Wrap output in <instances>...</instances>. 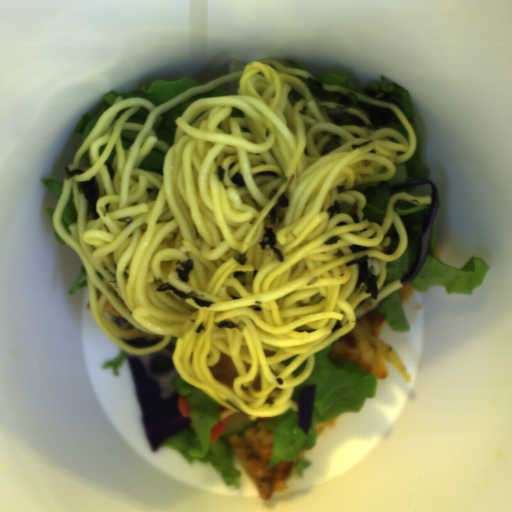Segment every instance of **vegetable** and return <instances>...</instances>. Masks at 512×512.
<instances>
[{
    "label": "vegetable",
    "instance_id": "obj_1",
    "mask_svg": "<svg viewBox=\"0 0 512 512\" xmlns=\"http://www.w3.org/2000/svg\"><path fill=\"white\" fill-rule=\"evenodd\" d=\"M332 344L315 353V364L309 377L295 385L291 400L298 406L299 396L307 385H315L312 418L306 434L298 425V412L286 409L267 420L272 431L269 465L291 462V473L304 478L312 464L305 458L308 449L317 443V427L343 414L361 410L367 399L376 397L377 378L350 359L334 360Z\"/></svg>",
    "mask_w": 512,
    "mask_h": 512
},
{
    "label": "vegetable",
    "instance_id": "obj_2",
    "mask_svg": "<svg viewBox=\"0 0 512 512\" xmlns=\"http://www.w3.org/2000/svg\"><path fill=\"white\" fill-rule=\"evenodd\" d=\"M314 79L323 84L341 85L380 102L391 103L401 109L411 125L416 139L414 151L404 163L395 164L392 178L387 181L365 183L352 188L366 198L363 220H368L369 223L375 222L381 227L385 222L388 202L393 195L406 193L410 196L421 197L422 193L420 185L400 190L391 189V185L427 179L431 173L430 167L425 165L419 155L422 140L411 95L408 89L384 75L363 89H357L349 76H342L337 72L317 76Z\"/></svg>",
    "mask_w": 512,
    "mask_h": 512
},
{
    "label": "vegetable",
    "instance_id": "obj_3",
    "mask_svg": "<svg viewBox=\"0 0 512 512\" xmlns=\"http://www.w3.org/2000/svg\"><path fill=\"white\" fill-rule=\"evenodd\" d=\"M170 382L176 391L187 398L193 427L164 440L161 445L181 454L190 465L196 461L212 464L226 486L241 490L242 471L235 467L232 446L224 438L210 440L213 427L221 420L219 415L228 408L189 384L179 373Z\"/></svg>",
    "mask_w": 512,
    "mask_h": 512
},
{
    "label": "vegetable",
    "instance_id": "obj_4",
    "mask_svg": "<svg viewBox=\"0 0 512 512\" xmlns=\"http://www.w3.org/2000/svg\"><path fill=\"white\" fill-rule=\"evenodd\" d=\"M438 247L435 218L425 262L416 278L408 285L419 292H427L433 286H443L449 295L451 293L472 295L474 290L482 284L490 266L480 258L473 257L462 268H455L434 257Z\"/></svg>",
    "mask_w": 512,
    "mask_h": 512
},
{
    "label": "vegetable",
    "instance_id": "obj_5",
    "mask_svg": "<svg viewBox=\"0 0 512 512\" xmlns=\"http://www.w3.org/2000/svg\"><path fill=\"white\" fill-rule=\"evenodd\" d=\"M204 84H197L193 78H177L169 81H155L152 82L149 86L143 85L136 91L128 92V93H120L119 91H109L104 96V103L99 110V112L85 111L79 118V122L75 128L76 133H81L82 135V145L92 132L96 123L103 115L105 111H107L110 107L113 106V103L117 97H121V99L127 98H143L150 102L155 107H159L177 95L183 93L184 91L203 86Z\"/></svg>",
    "mask_w": 512,
    "mask_h": 512
},
{
    "label": "vegetable",
    "instance_id": "obj_6",
    "mask_svg": "<svg viewBox=\"0 0 512 512\" xmlns=\"http://www.w3.org/2000/svg\"><path fill=\"white\" fill-rule=\"evenodd\" d=\"M393 211L397 214L407 236V246L397 260L387 262L383 287L395 280H402L419 256V238L426 226L430 205L413 204L397 200Z\"/></svg>",
    "mask_w": 512,
    "mask_h": 512
},
{
    "label": "vegetable",
    "instance_id": "obj_7",
    "mask_svg": "<svg viewBox=\"0 0 512 512\" xmlns=\"http://www.w3.org/2000/svg\"><path fill=\"white\" fill-rule=\"evenodd\" d=\"M239 84L240 78L224 82L209 92L194 95L163 111L161 113L162 120L155 131L157 139L167 143L170 147L173 146L176 139L177 119L181 118L193 103L199 99L213 96L238 95Z\"/></svg>",
    "mask_w": 512,
    "mask_h": 512
},
{
    "label": "vegetable",
    "instance_id": "obj_8",
    "mask_svg": "<svg viewBox=\"0 0 512 512\" xmlns=\"http://www.w3.org/2000/svg\"><path fill=\"white\" fill-rule=\"evenodd\" d=\"M372 308L377 313H384V318L392 330L405 332L409 330L410 326L399 289L377 302Z\"/></svg>",
    "mask_w": 512,
    "mask_h": 512
},
{
    "label": "vegetable",
    "instance_id": "obj_9",
    "mask_svg": "<svg viewBox=\"0 0 512 512\" xmlns=\"http://www.w3.org/2000/svg\"><path fill=\"white\" fill-rule=\"evenodd\" d=\"M165 152L159 149H152L147 157L139 164L138 169L151 171L157 175H162L164 170Z\"/></svg>",
    "mask_w": 512,
    "mask_h": 512
},
{
    "label": "vegetable",
    "instance_id": "obj_10",
    "mask_svg": "<svg viewBox=\"0 0 512 512\" xmlns=\"http://www.w3.org/2000/svg\"><path fill=\"white\" fill-rule=\"evenodd\" d=\"M61 224L66 234H71L68 226L77 223V210L74 205L73 188H70L68 200L60 215Z\"/></svg>",
    "mask_w": 512,
    "mask_h": 512
},
{
    "label": "vegetable",
    "instance_id": "obj_11",
    "mask_svg": "<svg viewBox=\"0 0 512 512\" xmlns=\"http://www.w3.org/2000/svg\"><path fill=\"white\" fill-rule=\"evenodd\" d=\"M384 237H390V239H389V245L383 246V248H382L383 253H387V254L394 253L399 247L400 236H399V234L396 230V227L393 223L389 227V229L386 232Z\"/></svg>",
    "mask_w": 512,
    "mask_h": 512
},
{
    "label": "vegetable",
    "instance_id": "obj_12",
    "mask_svg": "<svg viewBox=\"0 0 512 512\" xmlns=\"http://www.w3.org/2000/svg\"><path fill=\"white\" fill-rule=\"evenodd\" d=\"M88 287V279H87V273L86 269L84 267V264L82 262L79 273L74 280L73 284L71 285L69 289V294H75L77 291H79L81 288Z\"/></svg>",
    "mask_w": 512,
    "mask_h": 512
},
{
    "label": "vegetable",
    "instance_id": "obj_13",
    "mask_svg": "<svg viewBox=\"0 0 512 512\" xmlns=\"http://www.w3.org/2000/svg\"><path fill=\"white\" fill-rule=\"evenodd\" d=\"M127 355H128V352H126L125 350H123L122 348L119 350V354H118V357L116 359H114L113 361H110V362H107L102 368L103 370L104 369H108L110 367H113V374L114 376H118L119 375V369L122 365V363L125 361V359L127 358Z\"/></svg>",
    "mask_w": 512,
    "mask_h": 512
},
{
    "label": "vegetable",
    "instance_id": "obj_14",
    "mask_svg": "<svg viewBox=\"0 0 512 512\" xmlns=\"http://www.w3.org/2000/svg\"><path fill=\"white\" fill-rule=\"evenodd\" d=\"M42 185L52 193L56 194L60 199L64 183L58 182L52 178L40 179Z\"/></svg>",
    "mask_w": 512,
    "mask_h": 512
},
{
    "label": "vegetable",
    "instance_id": "obj_15",
    "mask_svg": "<svg viewBox=\"0 0 512 512\" xmlns=\"http://www.w3.org/2000/svg\"><path fill=\"white\" fill-rule=\"evenodd\" d=\"M343 141L341 139V136H338V135H331L330 136V140L325 144L323 150H322V153H321V156H324L326 154H329L337 149L340 148V146L342 145Z\"/></svg>",
    "mask_w": 512,
    "mask_h": 512
},
{
    "label": "vegetable",
    "instance_id": "obj_16",
    "mask_svg": "<svg viewBox=\"0 0 512 512\" xmlns=\"http://www.w3.org/2000/svg\"><path fill=\"white\" fill-rule=\"evenodd\" d=\"M150 112L145 108L141 107L133 115H131L125 122L127 123H138L146 124Z\"/></svg>",
    "mask_w": 512,
    "mask_h": 512
},
{
    "label": "vegetable",
    "instance_id": "obj_17",
    "mask_svg": "<svg viewBox=\"0 0 512 512\" xmlns=\"http://www.w3.org/2000/svg\"><path fill=\"white\" fill-rule=\"evenodd\" d=\"M55 209L56 208H54L52 206H46L45 212L47 213V215L50 219V222L52 224V227H53V238L56 239L60 245H66L67 243L62 239V237L60 236V234L58 233V231L56 230V228L53 224L52 215H53Z\"/></svg>",
    "mask_w": 512,
    "mask_h": 512
},
{
    "label": "vegetable",
    "instance_id": "obj_18",
    "mask_svg": "<svg viewBox=\"0 0 512 512\" xmlns=\"http://www.w3.org/2000/svg\"><path fill=\"white\" fill-rule=\"evenodd\" d=\"M248 64L242 62L241 60L239 59H234L231 61L230 65H229V69H228V74L230 73H233V72H236L238 70H241V69H244Z\"/></svg>",
    "mask_w": 512,
    "mask_h": 512
},
{
    "label": "vegetable",
    "instance_id": "obj_19",
    "mask_svg": "<svg viewBox=\"0 0 512 512\" xmlns=\"http://www.w3.org/2000/svg\"><path fill=\"white\" fill-rule=\"evenodd\" d=\"M287 98L289 103L294 106L299 100H302L305 97L302 94H300L297 90L292 88L290 89Z\"/></svg>",
    "mask_w": 512,
    "mask_h": 512
},
{
    "label": "vegetable",
    "instance_id": "obj_20",
    "mask_svg": "<svg viewBox=\"0 0 512 512\" xmlns=\"http://www.w3.org/2000/svg\"><path fill=\"white\" fill-rule=\"evenodd\" d=\"M383 127L398 131L406 140L410 136L408 131L406 130V128L403 126L402 123L401 124H390V125L383 126Z\"/></svg>",
    "mask_w": 512,
    "mask_h": 512
},
{
    "label": "vegetable",
    "instance_id": "obj_21",
    "mask_svg": "<svg viewBox=\"0 0 512 512\" xmlns=\"http://www.w3.org/2000/svg\"><path fill=\"white\" fill-rule=\"evenodd\" d=\"M306 364H307V361H303L301 362L293 371H292V374L294 377H298L299 375H301L305 368H306Z\"/></svg>",
    "mask_w": 512,
    "mask_h": 512
},
{
    "label": "vegetable",
    "instance_id": "obj_22",
    "mask_svg": "<svg viewBox=\"0 0 512 512\" xmlns=\"http://www.w3.org/2000/svg\"><path fill=\"white\" fill-rule=\"evenodd\" d=\"M121 141H122V146H123V149L127 150V149H130L132 143L134 140L130 139V138H121Z\"/></svg>",
    "mask_w": 512,
    "mask_h": 512
}]
</instances>
